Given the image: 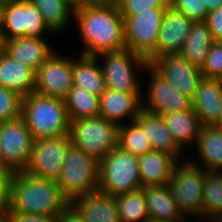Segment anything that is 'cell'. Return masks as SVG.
<instances>
[{
  "mask_svg": "<svg viewBox=\"0 0 222 222\" xmlns=\"http://www.w3.org/2000/svg\"><path fill=\"white\" fill-rule=\"evenodd\" d=\"M1 9H2V4H0V22H1Z\"/></svg>",
  "mask_w": 222,
  "mask_h": 222,
  "instance_id": "cell-50",
  "label": "cell"
},
{
  "mask_svg": "<svg viewBox=\"0 0 222 222\" xmlns=\"http://www.w3.org/2000/svg\"><path fill=\"white\" fill-rule=\"evenodd\" d=\"M130 124L119 125L118 147L136 156L152 151L151 144L142 127L136 121H131Z\"/></svg>",
  "mask_w": 222,
  "mask_h": 222,
  "instance_id": "cell-33",
  "label": "cell"
},
{
  "mask_svg": "<svg viewBox=\"0 0 222 222\" xmlns=\"http://www.w3.org/2000/svg\"><path fill=\"white\" fill-rule=\"evenodd\" d=\"M13 1H18V0H0V4H6V3H9V2H13Z\"/></svg>",
  "mask_w": 222,
  "mask_h": 222,
  "instance_id": "cell-47",
  "label": "cell"
},
{
  "mask_svg": "<svg viewBox=\"0 0 222 222\" xmlns=\"http://www.w3.org/2000/svg\"><path fill=\"white\" fill-rule=\"evenodd\" d=\"M43 37H18L4 40L3 50L13 59L35 72L54 53L55 49Z\"/></svg>",
  "mask_w": 222,
  "mask_h": 222,
  "instance_id": "cell-17",
  "label": "cell"
},
{
  "mask_svg": "<svg viewBox=\"0 0 222 222\" xmlns=\"http://www.w3.org/2000/svg\"><path fill=\"white\" fill-rule=\"evenodd\" d=\"M208 12L213 11L222 6V0H203Z\"/></svg>",
  "mask_w": 222,
  "mask_h": 222,
  "instance_id": "cell-43",
  "label": "cell"
},
{
  "mask_svg": "<svg viewBox=\"0 0 222 222\" xmlns=\"http://www.w3.org/2000/svg\"><path fill=\"white\" fill-rule=\"evenodd\" d=\"M96 2H116L117 0H95Z\"/></svg>",
  "mask_w": 222,
  "mask_h": 222,
  "instance_id": "cell-48",
  "label": "cell"
},
{
  "mask_svg": "<svg viewBox=\"0 0 222 222\" xmlns=\"http://www.w3.org/2000/svg\"><path fill=\"white\" fill-rule=\"evenodd\" d=\"M34 139L22 117L0 123V167L12 173L24 171Z\"/></svg>",
  "mask_w": 222,
  "mask_h": 222,
  "instance_id": "cell-10",
  "label": "cell"
},
{
  "mask_svg": "<svg viewBox=\"0 0 222 222\" xmlns=\"http://www.w3.org/2000/svg\"><path fill=\"white\" fill-rule=\"evenodd\" d=\"M22 99L18 92L0 86V123L21 117Z\"/></svg>",
  "mask_w": 222,
  "mask_h": 222,
  "instance_id": "cell-34",
  "label": "cell"
},
{
  "mask_svg": "<svg viewBox=\"0 0 222 222\" xmlns=\"http://www.w3.org/2000/svg\"><path fill=\"white\" fill-rule=\"evenodd\" d=\"M149 66L181 94L191 100L203 80L201 69L184 59L180 54L166 55L153 59Z\"/></svg>",
  "mask_w": 222,
  "mask_h": 222,
  "instance_id": "cell-14",
  "label": "cell"
},
{
  "mask_svg": "<svg viewBox=\"0 0 222 222\" xmlns=\"http://www.w3.org/2000/svg\"><path fill=\"white\" fill-rule=\"evenodd\" d=\"M144 222H160V221H156V220H153V219H148V220H145Z\"/></svg>",
  "mask_w": 222,
  "mask_h": 222,
  "instance_id": "cell-49",
  "label": "cell"
},
{
  "mask_svg": "<svg viewBox=\"0 0 222 222\" xmlns=\"http://www.w3.org/2000/svg\"><path fill=\"white\" fill-rule=\"evenodd\" d=\"M64 102L70 121L100 116V98L83 88L73 86Z\"/></svg>",
  "mask_w": 222,
  "mask_h": 222,
  "instance_id": "cell-30",
  "label": "cell"
},
{
  "mask_svg": "<svg viewBox=\"0 0 222 222\" xmlns=\"http://www.w3.org/2000/svg\"><path fill=\"white\" fill-rule=\"evenodd\" d=\"M120 222H144L150 219L143 189L115 196Z\"/></svg>",
  "mask_w": 222,
  "mask_h": 222,
  "instance_id": "cell-31",
  "label": "cell"
},
{
  "mask_svg": "<svg viewBox=\"0 0 222 222\" xmlns=\"http://www.w3.org/2000/svg\"><path fill=\"white\" fill-rule=\"evenodd\" d=\"M222 79H206L200 82L192 101V109L202 126H215L220 118Z\"/></svg>",
  "mask_w": 222,
  "mask_h": 222,
  "instance_id": "cell-20",
  "label": "cell"
},
{
  "mask_svg": "<svg viewBox=\"0 0 222 222\" xmlns=\"http://www.w3.org/2000/svg\"><path fill=\"white\" fill-rule=\"evenodd\" d=\"M119 125L102 116L70 121L71 144L85 153L102 160L118 146Z\"/></svg>",
  "mask_w": 222,
  "mask_h": 222,
  "instance_id": "cell-5",
  "label": "cell"
},
{
  "mask_svg": "<svg viewBox=\"0 0 222 222\" xmlns=\"http://www.w3.org/2000/svg\"><path fill=\"white\" fill-rule=\"evenodd\" d=\"M35 73L4 50L0 53V86L14 90L22 97L27 96L35 90Z\"/></svg>",
  "mask_w": 222,
  "mask_h": 222,
  "instance_id": "cell-23",
  "label": "cell"
},
{
  "mask_svg": "<svg viewBox=\"0 0 222 222\" xmlns=\"http://www.w3.org/2000/svg\"><path fill=\"white\" fill-rule=\"evenodd\" d=\"M202 219H207V222H219L222 219V171L205 169Z\"/></svg>",
  "mask_w": 222,
  "mask_h": 222,
  "instance_id": "cell-29",
  "label": "cell"
},
{
  "mask_svg": "<svg viewBox=\"0 0 222 222\" xmlns=\"http://www.w3.org/2000/svg\"><path fill=\"white\" fill-rule=\"evenodd\" d=\"M161 116L167 129L182 149L186 145L196 143L198 134L203 126L192 108L183 112L162 114Z\"/></svg>",
  "mask_w": 222,
  "mask_h": 222,
  "instance_id": "cell-26",
  "label": "cell"
},
{
  "mask_svg": "<svg viewBox=\"0 0 222 222\" xmlns=\"http://www.w3.org/2000/svg\"><path fill=\"white\" fill-rule=\"evenodd\" d=\"M57 222H84L76 210L69 204L58 216Z\"/></svg>",
  "mask_w": 222,
  "mask_h": 222,
  "instance_id": "cell-41",
  "label": "cell"
},
{
  "mask_svg": "<svg viewBox=\"0 0 222 222\" xmlns=\"http://www.w3.org/2000/svg\"><path fill=\"white\" fill-rule=\"evenodd\" d=\"M100 61L95 56L79 54L73 59V86L83 88L90 94L100 98L106 90Z\"/></svg>",
  "mask_w": 222,
  "mask_h": 222,
  "instance_id": "cell-25",
  "label": "cell"
},
{
  "mask_svg": "<svg viewBox=\"0 0 222 222\" xmlns=\"http://www.w3.org/2000/svg\"><path fill=\"white\" fill-rule=\"evenodd\" d=\"M21 117L34 140L69 134L70 119L62 99L32 92L22 99Z\"/></svg>",
  "mask_w": 222,
  "mask_h": 222,
  "instance_id": "cell-3",
  "label": "cell"
},
{
  "mask_svg": "<svg viewBox=\"0 0 222 222\" xmlns=\"http://www.w3.org/2000/svg\"><path fill=\"white\" fill-rule=\"evenodd\" d=\"M215 41L222 42V6L210 11L204 21Z\"/></svg>",
  "mask_w": 222,
  "mask_h": 222,
  "instance_id": "cell-38",
  "label": "cell"
},
{
  "mask_svg": "<svg viewBox=\"0 0 222 222\" xmlns=\"http://www.w3.org/2000/svg\"><path fill=\"white\" fill-rule=\"evenodd\" d=\"M199 155L204 169L222 171V129L203 126L196 139Z\"/></svg>",
  "mask_w": 222,
  "mask_h": 222,
  "instance_id": "cell-28",
  "label": "cell"
},
{
  "mask_svg": "<svg viewBox=\"0 0 222 222\" xmlns=\"http://www.w3.org/2000/svg\"><path fill=\"white\" fill-rule=\"evenodd\" d=\"M13 173L0 167V212L8 210L9 207V184Z\"/></svg>",
  "mask_w": 222,
  "mask_h": 222,
  "instance_id": "cell-39",
  "label": "cell"
},
{
  "mask_svg": "<svg viewBox=\"0 0 222 222\" xmlns=\"http://www.w3.org/2000/svg\"><path fill=\"white\" fill-rule=\"evenodd\" d=\"M200 69L206 79H222V42H214Z\"/></svg>",
  "mask_w": 222,
  "mask_h": 222,
  "instance_id": "cell-37",
  "label": "cell"
},
{
  "mask_svg": "<svg viewBox=\"0 0 222 222\" xmlns=\"http://www.w3.org/2000/svg\"><path fill=\"white\" fill-rule=\"evenodd\" d=\"M84 222H120L115 196L96 191L70 201Z\"/></svg>",
  "mask_w": 222,
  "mask_h": 222,
  "instance_id": "cell-18",
  "label": "cell"
},
{
  "mask_svg": "<svg viewBox=\"0 0 222 222\" xmlns=\"http://www.w3.org/2000/svg\"><path fill=\"white\" fill-rule=\"evenodd\" d=\"M193 21L171 6L166 9L162 24L159 28L156 50L146 59L150 63L166 55L179 54L189 36Z\"/></svg>",
  "mask_w": 222,
  "mask_h": 222,
  "instance_id": "cell-16",
  "label": "cell"
},
{
  "mask_svg": "<svg viewBox=\"0 0 222 222\" xmlns=\"http://www.w3.org/2000/svg\"><path fill=\"white\" fill-rule=\"evenodd\" d=\"M3 48H4V40L2 38V33L0 30V53L3 51Z\"/></svg>",
  "mask_w": 222,
  "mask_h": 222,
  "instance_id": "cell-46",
  "label": "cell"
},
{
  "mask_svg": "<svg viewBox=\"0 0 222 222\" xmlns=\"http://www.w3.org/2000/svg\"><path fill=\"white\" fill-rule=\"evenodd\" d=\"M215 127H217V128H221V129H222V97H221L220 118H219L218 123L215 125Z\"/></svg>",
  "mask_w": 222,
  "mask_h": 222,
  "instance_id": "cell-45",
  "label": "cell"
},
{
  "mask_svg": "<svg viewBox=\"0 0 222 222\" xmlns=\"http://www.w3.org/2000/svg\"><path fill=\"white\" fill-rule=\"evenodd\" d=\"M177 162L174 156L155 150L139 156L142 187L168 184Z\"/></svg>",
  "mask_w": 222,
  "mask_h": 222,
  "instance_id": "cell-22",
  "label": "cell"
},
{
  "mask_svg": "<svg viewBox=\"0 0 222 222\" xmlns=\"http://www.w3.org/2000/svg\"><path fill=\"white\" fill-rule=\"evenodd\" d=\"M73 16L85 44L81 55L126 49L124 18L116 2H96L74 10Z\"/></svg>",
  "mask_w": 222,
  "mask_h": 222,
  "instance_id": "cell-1",
  "label": "cell"
},
{
  "mask_svg": "<svg viewBox=\"0 0 222 222\" xmlns=\"http://www.w3.org/2000/svg\"><path fill=\"white\" fill-rule=\"evenodd\" d=\"M103 60L100 64L103 78L107 89H112L122 93H140L141 87L137 69H146L149 66L148 61L129 49H123L118 52H106L95 56ZM136 68V69H135ZM137 75V76H136Z\"/></svg>",
  "mask_w": 222,
  "mask_h": 222,
  "instance_id": "cell-8",
  "label": "cell"
},
{
  "mask_svg": "<svg viewBox=\"0 0 222 222\" xmlns=\"http://www.w3.org/2000/svg\"><path fill=\"white\" fill-rule=\"evenodd\" d=\"M41 12L47 26L55 33L62 32L69 24L74 10L64 0H31ZM71 15V16H70Z\"/></svg>",
  "mask_w": 222,
  "mask_h": 222,
  "instance_id": "cell-32",
  "label": "cell"
},
{
  "mask_svg": "<svg viewBox=\"0 0 222 222\" xmlns=\"http://www.w3.org/2000/svg\"><path fill=\"white\" fill-rule=\"evenodd\" d=\"M165 12L166 9H151L138 16L123 17L126 49L147 59L157 48Z\"/></svg>",
  "mask_w": 222,
  "mask_h": 222,
  "instance_id": "cell-12",
  "label": "cell"
},
{
  "mask_svg": "<svg viewBox=\"0 0 222 222\" xmlns=\"http://www.w3.org/2000/svg\"><path fill=\"white\" fill-rule=\"evenodd\" d=\"M10 222H57V216L8 212Z\"/></svg>",
  "mask_w": 222,
  "mask_h": 222,
  "instance_id": "cell-40",
  "label": "cell"
},
{
  "mask_svg": "<svg viewBox=\"0 0 222 222\" xmlns=\"http://www.w3.org/2000/svg\"><path fill=\"white\" fill-rule=\"evenodd\" d=\"M73 10L96 3L95 0H64Z\"/></svg>",
  "mask_w": 222,
  "mask_h": 222,
  "instance_id": "cell-42",
  "label": "cell"
},
{
  "mask_svg": "<svg viewBox=\"0 0 222 222\" xmlns=\"http://www.w3.org/2000/svg\"><path fill=\"white\" fill-rule=\"evenodd\" d=\"M135 121L142 127L152 150L165 152L179 160L184 149L176 143L160 114L142 108Z\"/></svg>",
  "mask_w": 222,
  "mask_h": 222,
  "instance_id": "cell-21",
  "label": "cell"
},
{
  "mask_svg": "<svg viewBox=\"0 0 222 222\" xmlns=\"http://www.w3.org/2000/svg\"><path fill=\"white\" fill-rule=\"evenodd\" d=\"M179 161L174 166L172 177L168 183L171 195L183 217H186V214H191L189 216L193 214L194 217H198V221L202 222L205 169L194 160Z\"/></svg>",
  "mask_w": 222,
  "mask_h": 222,
  "instance_id": "cell-7",
  "label": "cell"
},
{
  "mask_svg": "<svg viewBox=\"0 0 222 222\" xmlns=\"http://www.w3.org/2000/svg\"><path fill=\"white\" fill-rule=\"evenodd\" d=\"M73 59L53 53L35 73L34 92L64 100L73 87Z\"/></svg>",
  "mask_w": 222,
  "mask_h": 222,
  "instance_id": "cell-13",
  "label": "cell"
},
{
  "mask_svg": "<svg viewBox=\"0 0 222 222\" xmlns=\"http://www.w3.org/2000/svg\"><path fill=\"white\" fill-rule=\"evenodd\" d=\"M0 222H10L8 210L0 212Z\"/></svg>",
  "mask_w": 222,
  "mask_h": 222,
  "instance_id": "cell-44",
  "label": "cell"
},
{
  "mask_svg": "<svg viewBox=\"0 0 222 222\" xmlns=\"http://www.w3.org/2000/svg\"><path fill=\"white\" fill-rule=\"evenodd\" d=\"M151 73V82L146 90L147 104L142 108L156 114H168L171 112H183L192 108V101L181 94L173 85L158 75L150 66L146 68ZM148 105V106H147Z\"/></svg>",
  "mask_w": 222,
  "mask_h": 222,
  "instance_id": "cell-15",
  "label": "cell"
},
{
  "mask_svg": "<svg viewBox=\"0 0 222 222\" xmlns=\"http://www.w3.org/2000/svg\"><path fill=\"white\" fill-rule=\"evenodd\" d=\"M141 93H122L107 89L100 97V116L121 125L124 117L135 121L142 109Z\"/></svg>",
  "mask_w": 222,
  "mask_h": 222,
  "instance_id": "cell-19",
  "label": "cell"
},
{
  "mask_svg": "<svg viewBox=\"0 0 222 222\" xmlns=\"http://www.w3.org/2000/svg\"><path fill=\"white\" fill-rule=\"evenodd\" d=\"M150 219L173 222L186 219L179 212L169 184L142 187Z\"/></svg>",
  "mask_w": 222,
  "mask_h": 222,
  "instance_id": "cell-24",
  "label": "cell"
},
{
  "mask_svg": "<svg viewBox=\"0 0 222 222\" xmlns=\"http://www.w3.org/2000/svg\"><path fill=\"white\" fill-rule=\"evenodd\" d=\"M215 40L206 23L193 22L189 36L179 53L191 64L201 68Z\"/></svg>",
  "mask_w": 222,
  "mask_h": 222,
  "instance_id": "cell-27",
  "label": "cell"
},
{
  "mask_svg": "<svg viewBox=\"0 0 222 222\" xmlns=\"http://www.w3.org/2000/svg\"><path fill=\"white\" fill-rule=\"evenodd\" d=\"M99 161L71 145L57 184L62 194L73 198L98 191Z\"/></svg>",
  "mask_w": 222,
  "mask_h": 222,
  "instance_id": "cell-6",
  "label": "cell"
},
{
  "mask_svg": "<svg viewBox=\"0 0 222 222\" xmlns=\"http://www.w3.org/2000/svg\"><path fill=\"white\" fill-rule=\"evenodd\" d=\"M71 145L69 134L34 140L30 161L23 172L57 181Z\"/></svg>",
  "mask_w": 222,
  "mask_h": 222,
  "instance_id": "cell-11",
  "label": "cell"
},
{
  "mask_svg": "<svg viewBox=\"0 0 222 222\" xmlns=\"http://www.w3.org/2000/svg\"><path fill=\"white\" fill-rule=\"evenodd\" d=\"M184 221H186V220H177V221H173V222H184Z\"/></svg>",
  "mask_w": 222,
  "mask_h": 222,
  "instance_id": "cell-51",
  "label": "cell"
},
{
  "mask_svg": "<svg viewBox=\"0 0 222 222\" xmlns=\"http://www.w3.org/2000/svg\"><path fill=\"white\" fill-rule=\"evenodd\" d=\"M140 188L139 156L117 146L99 161V192L116 196Z\"/></svg>",
  "mask_w": 222,
  "mask_h": 222,
  "instance_id": "cell-4",
  "label": "cell"
},
{
  "mask_svg": "<svg viewBox=\"0 0 222 222\" xmlns=\"http://www.w3.org/2000/svg\"><path fill=\"white\" fill-rule=\"evenodd\" d=\"M116 4L122 17L138 16L151 12V9H167L169 0H117Z\"/></svg>",
  "mask_w": 222,
  "mask_h": 222,
  "instance_id": "cell-35",
  "label": "cell"
},
{
  "mask_svg": "<svg viewBox=\"0 0 222 222\" xmlns=\"http://www.w3.org/2000/svg\"><path fill=\"white\" fill-rule=\"evenodd\" d=\"M169 5L193 22L205 21L209 13L203 0H169Z\"/></svg>",
  "mask_w": 222,
  "mask_h": 222,
  "instance_id": "cell-36",
  "label": "cell"
},
{
  "mask_svg": "<svg viewBox=\"0 0 222 222\" xmlns=\"http://www.w3.org/2000/svg\"><path fill=\"white\" fill-rule=\"evenodd\" d=\"M0 30L3 40L24 36L44 37L46 31L54 33L31 0H18L3 4Z\"/></svg>",
  "mask_w": 222,
  "mask_h": 222,
  "instance_id": "cell-9",
  "label": "cell"
},
{
  "mask_svg": "<svg viewBox=\"0 0 222 222\" xmlns=\"http://www.w3.org/2000/svg\"><path fill=\"white\" fill-rule=\"evenodd\" d=\"M69 204L56 181L23 171L11 175L8 212L58 216Z\"/></svg>",
  "mask_w": 222,
  "mask_h": 222,
  "instance_id": "cell-2",
  "label": "cell"
}]
</instances>
